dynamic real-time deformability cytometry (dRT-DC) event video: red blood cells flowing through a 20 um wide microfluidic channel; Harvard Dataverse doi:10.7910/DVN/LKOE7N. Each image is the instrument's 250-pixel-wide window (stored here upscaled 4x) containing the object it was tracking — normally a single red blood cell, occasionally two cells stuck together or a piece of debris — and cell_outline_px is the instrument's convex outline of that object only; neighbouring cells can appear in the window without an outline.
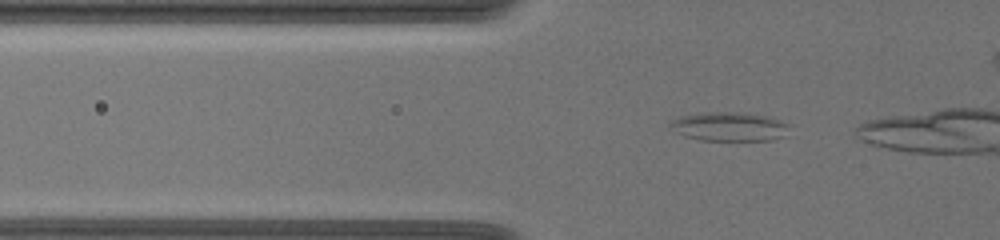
{"species": "common noctule bat (a hibernating species)", "species_latin": "Nyctalus noctula", "temperature_condition": "warm", "stored_images_in_passage": 26, "camera_frame_rate_fps": 3000, "um_per_image_px": 0.085, "animal": {"sex": "female", "body_mass_g": 19.5, "forearm_length_mm": 54.1}, "frame": {"image": 1, "passage_image": 8, "time_ms": 2.333, "image_size_px": [1000, 240], "cell_outline_px": [[788, 136], [772, 140], [700, 140], [684, 136], [676, 132], [668, 124], [668, 120], [680, 116], [704, 112], [732, 112], [768, 116], [780, 120], [788, 124]], "centroid_in_image_um": [61.98, 10.76], "position_along_channel_um": 63.8, "area_um2": 20.29}}
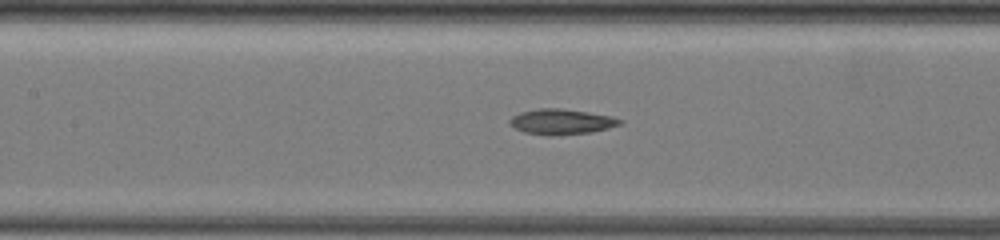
{"frame": {"image": 2, "passage_image": 17, "time_ms": 5.333, "image_size_px": [1000, 240], "cell_outline_px": [[624, 124], [592, 132], [552, 136], [548, 136], [524, 132], [508, 124], [508, 120], [512, 116], [520, 112], [540, 108], [560, 108], [588, 112], [612, 116], [624, 120]], "centroid_in_image_um": [47.74, 10.35], "position_along_channel_um": 159.7, "area_um2": 16.53}}
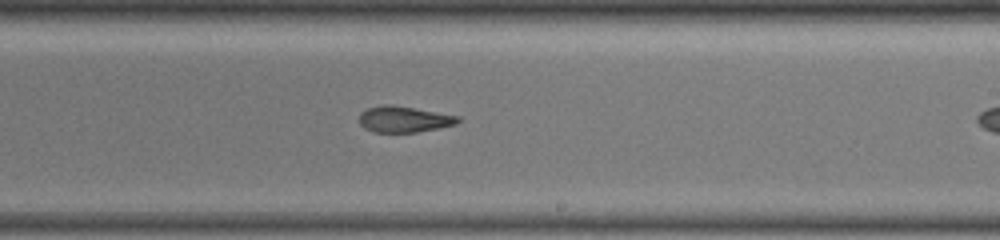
{"frame": {"image": 3, "passage_image": 25, "time_ms": 8.0, "image_size_px": [1000, 240], "cell_outline_px": [[460, 120], [456, 124], [440, 128], [416, 132], [372, 132], [364, 128], [360, 124], [360, 112], [368, 108], [384, 104], [388, 104], [460, 116]], "centroid_in_image_um": [34.33, 10.14], "position_along_channel_um": 254.7, "area_um2": 14.91}}